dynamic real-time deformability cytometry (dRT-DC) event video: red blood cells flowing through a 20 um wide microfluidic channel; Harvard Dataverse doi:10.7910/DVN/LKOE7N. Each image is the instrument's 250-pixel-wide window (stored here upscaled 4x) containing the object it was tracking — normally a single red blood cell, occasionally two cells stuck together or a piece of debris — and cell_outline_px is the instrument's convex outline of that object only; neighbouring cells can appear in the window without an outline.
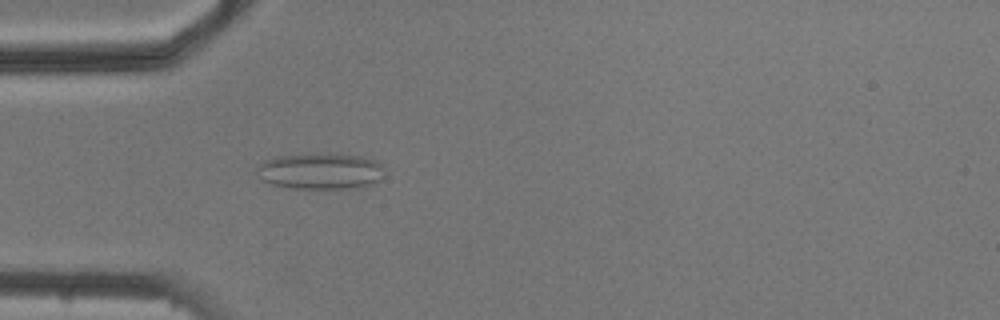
{"species": "common noctule bat (a hibernating species)", "species_latin": "Nyctalus noctula", "temperature_condition": "cold", "stored_images_in_passage": 1, "camera_frame_rate_fps": 3000, "um_per_image_px": 0.085, "animal": {"sex": "male", "body_mass_g": 20.5, "forearm_length_mm": 52.5}, "frame": {"image": 1, "passage_image": 1, "time_ms": 0.0, "image_size_px": [1000, 320], "cell_outline_px": [[384, 176], [380, 180], [372, 184], [356, 188], [292, 188], [272, 184], [264, 180], [256, 172], [256, 168], [264, 160], [276, 156], [312, 152], [328, 152], [360, 156], [376, 160], [384, 168]], "centroid_in_image_um": [27.26, 14.51], "position_along_channel_um": 57.7, "area_um2": 27.51}}